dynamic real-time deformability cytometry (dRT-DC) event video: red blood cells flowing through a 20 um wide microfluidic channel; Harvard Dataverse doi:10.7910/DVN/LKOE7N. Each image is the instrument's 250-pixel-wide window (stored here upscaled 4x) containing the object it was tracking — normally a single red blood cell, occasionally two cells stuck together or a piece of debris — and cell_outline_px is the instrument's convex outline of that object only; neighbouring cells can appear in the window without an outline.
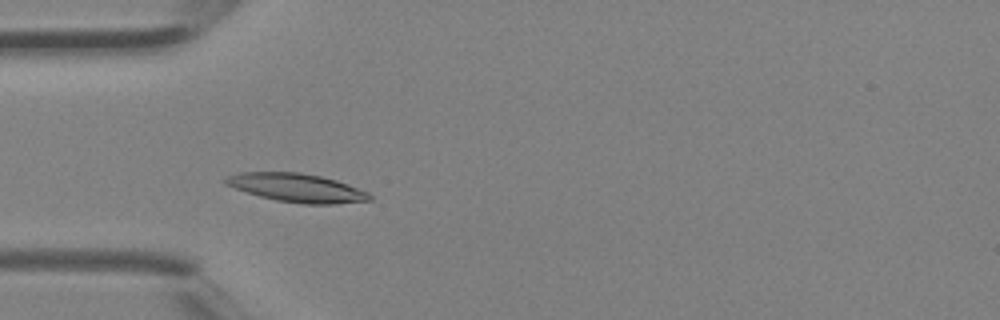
{"species": "Egyptian fruit bat (a non-hibernating species)", "species_latin": "Rousettus aegyptiacus", "temperature_condition": "room temperature", "stored_images_in_passage": 3, "camera_frame_rate_fps": 3000, "um_per_image_px": 0.085, "animal": {"sex": "female"}, "frame": {"image": 1, "passage_image": 3, "time_ms": 0.667, "image_size_px": [1000, 320], "cell_outline_px": [[372, 200], [336, 204], [304, 204], [276, 200], [260, 196], [224, 184], [224, 180], [228, 176], [240, 172], [300, 172], [320, 176], [336, 180], [348, 184], [368, 192], [372, 196]], "centroid_in_image_um": [25.26, 15.96], "position_along_channel_um": 59.7, "area_um2": 23.81}}